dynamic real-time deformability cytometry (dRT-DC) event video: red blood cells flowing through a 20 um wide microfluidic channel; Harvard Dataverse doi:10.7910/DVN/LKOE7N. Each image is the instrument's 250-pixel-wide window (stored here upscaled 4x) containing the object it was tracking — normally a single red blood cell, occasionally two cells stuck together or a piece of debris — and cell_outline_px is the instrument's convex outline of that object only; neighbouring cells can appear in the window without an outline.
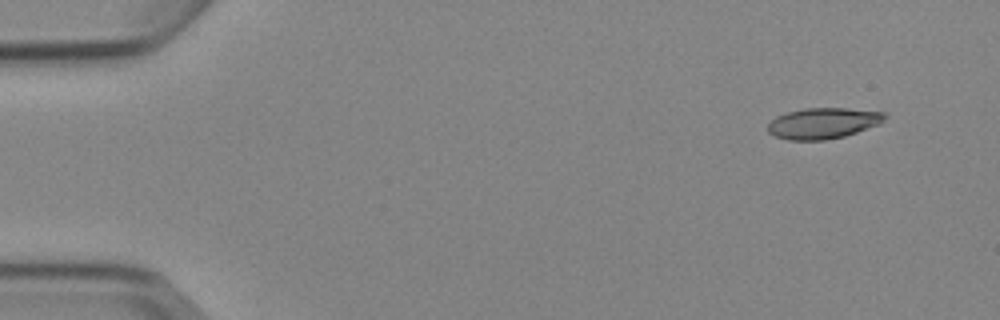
{"species": "Egyptian fruit bat (a non-hibernating species)", "species_latin": "Rousettus aegyptiacus", "temperature_condition": "cold", "stored_images_in_passage": 4, "camera_frame_rate_fps": 3000, "um_per_image_px": 0.085, "animal": {"sex": "female"}, "frame": {"image": 1, "passage_image": 1, "time_ms": 0.0, "image_size_px": [1000, 320], "cell_outline_px": [[888, 116], [880, 124], [844, 136], [824, 140], [788, 140], [776, 136], [768, 132], [768, 124], [776, 116], [788, 112], [804, 108], [848, 108], [888, 112]], "centroid_in_image_um": [70.01, 10.46], "position_along_channel_um": 15.0, "area_um2": 21.15}}
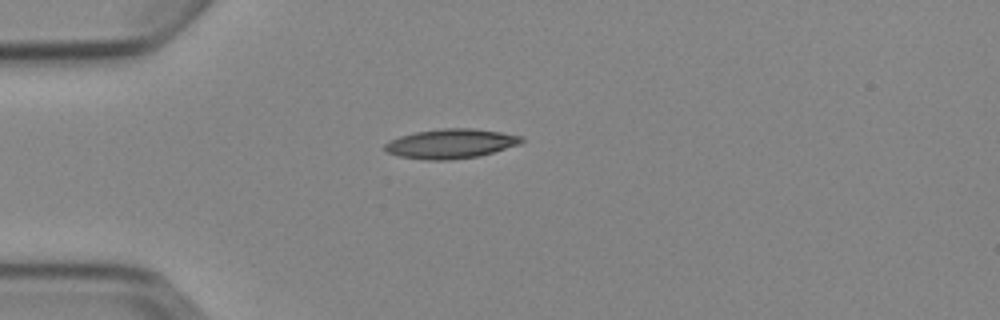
{"frame": {"image": 2, "passage_image": 4, "time_ms": 3.333, "image_size_px": [1000, 320], "cell_outline_px": [[524, 140], [520, 144], [480, 156], [448, 160], [424, 160], [400, 156], [388, 152], [384, 148], [384, 144], [388, 140], [400, 136], [416, 132], [440, 128], [472, 128], [500, 132], [524, 136]], "centroid_in_image_um": [38.33, 12.21], "position_along_channel_um": 46.7, "area_um2": 23.58}}